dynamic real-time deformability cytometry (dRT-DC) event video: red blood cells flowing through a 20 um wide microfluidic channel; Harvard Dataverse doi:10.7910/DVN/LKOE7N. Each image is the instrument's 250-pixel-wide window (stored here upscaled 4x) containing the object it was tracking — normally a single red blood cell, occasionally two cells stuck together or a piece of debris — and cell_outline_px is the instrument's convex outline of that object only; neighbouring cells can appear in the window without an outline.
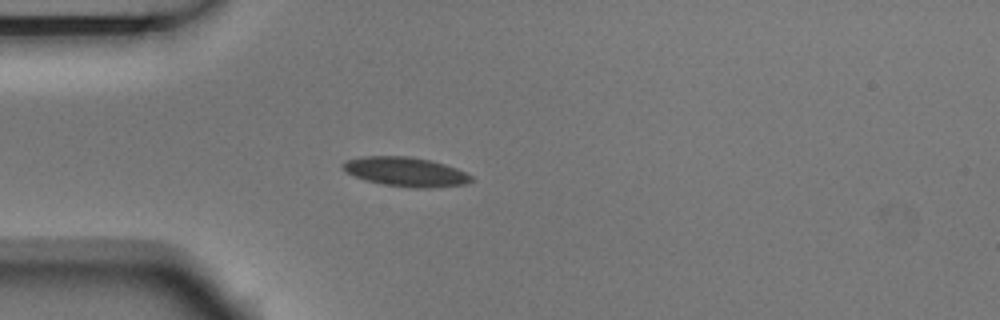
{"species": "Egyptian fruit bat (a non-hibernating species)", "species_latin": "Rousettus aegyptiacus", "temperature_condition": "room temperature", "stored_images_in_passage": 5, "camera_frame_rate_fps": 3000, "um_per_image_px": 0.085, "animal": {"sex": "male"}, "frame": {"image": 1, "passage_image": 4, "time_ms": 1.0, "image_size_px": [1000, 320], "cell_outline_px": [[472, 180], [464, 184], [432, 188], [416, 188], [384, 184], [368, 180], [356, 176], [348, 172], [344, 168], [344, 164], [348, 160], [364, 156], [408, 156], [428, 160], [444, 164], [456, 168], [472, 176]], "centroid_in_image_um": [34.53, 14.6], "position_along_channel_um": 50.5, "area_um2": 21.33}}